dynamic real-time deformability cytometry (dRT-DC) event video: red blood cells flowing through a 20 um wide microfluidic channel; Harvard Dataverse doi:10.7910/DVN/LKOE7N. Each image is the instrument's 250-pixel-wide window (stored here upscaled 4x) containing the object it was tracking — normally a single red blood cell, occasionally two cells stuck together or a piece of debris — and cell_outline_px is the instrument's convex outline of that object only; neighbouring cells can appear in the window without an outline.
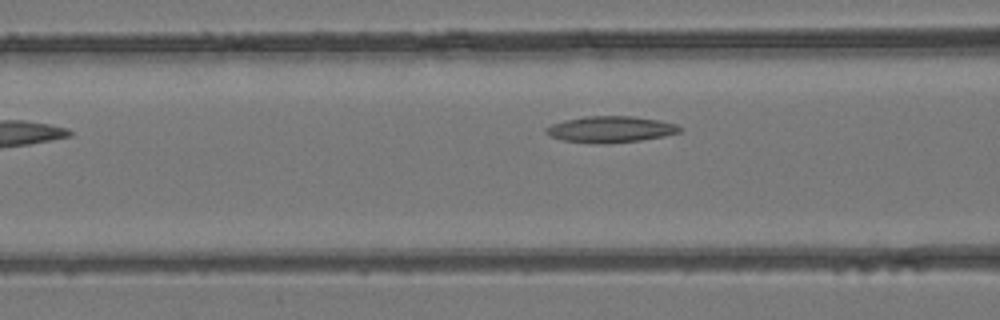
{"species": "common noctule bat (a hibernating species)", "species_latin": "Nyctalus noctula", "temperature_condition": "room temperature", "stored_images_in_passage": 4, "camera_frame_rate_fps": 3000, "um_per_image_px": 0.085, "animal": {"sex": "female", "body_mass_g": 24.6, "forearm_length_mm": 56.2}, "frame": {"image": 1, "passage_image": 3, "time_ms": 0.667, "image_size_px": [1000, 320], "cell_outline_px": [[684, 128], [680, 132], [664, 136], [640, 140], [604, 144], [596, 144], [560, 140], [544, 132], [544, 128], [552, 124], [564, 120], [584, 116], [632, 116], [656, 120], [676, 124]], "centroid_in_image_um": [51.86, 11.0], "position_along_channel_um": 114.7, "area_um2": 20.58}}